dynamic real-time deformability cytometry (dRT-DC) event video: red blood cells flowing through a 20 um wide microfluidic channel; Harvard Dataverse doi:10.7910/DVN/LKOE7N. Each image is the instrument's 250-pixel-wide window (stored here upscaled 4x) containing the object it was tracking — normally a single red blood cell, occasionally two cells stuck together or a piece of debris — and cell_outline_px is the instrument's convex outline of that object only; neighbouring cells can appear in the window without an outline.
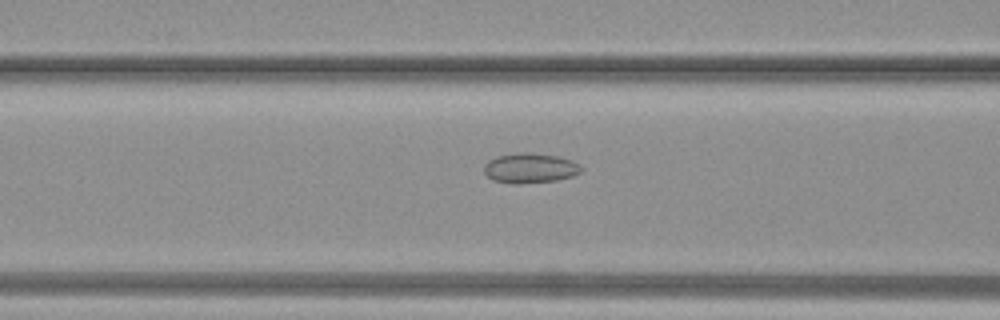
{"species": "common noctule bat (a hibernating species)", "species_latin": "Nyctalus noctula", "temperature_condition": "warm", "stored_images_in_passage": 21, "camera_frame_rate_fps": 3000, "um_per_image_px": 0.085, "animal": {"sex": "female", "body_mass_g": 19.3, "forearm_length_mm": 54.1}, "frame": {"image": 1, "passage_image": 6, "time_ms": 1.667, "image_size_px": [1000, 320], "cell_outline_px": [[584, 168], [580, 172], [572, 176], [556, 180], [520, 184], [512, 184], [492, 180], [484, 172], [484, 164], [488, 160], [496, 156], [520, 152], [528, 152], [556, 156], [572, 160], [580, 164]], "centroid_in_image_um": [45.04, 14.29], "position_along_channel_um": 121.6, "area_um2": 17.11}}
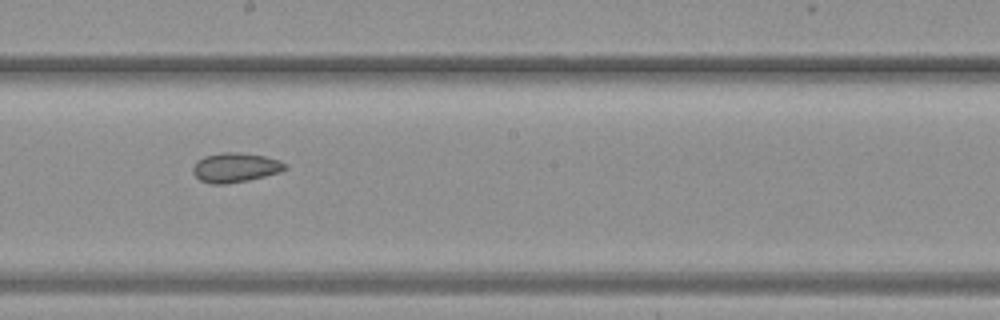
{"frame": {"image": 2, "passage_image": 12, "time_ms": 3.667, "image_size_px": [1000, 320], "cell_outline_px": [[288, 168], [280, 172], [248, 180], [228, 184], [212, 184], [200, 180], [192, 172], [192, 168], [196, 160], [204, 156], [220, 152], [236, 152], [264, 156], [280, 160], [288, 164]], "centroid_in_image_um": [20.0, 14.23], "position_along_channel_um": 228.2, "area_um2": 16.01}}
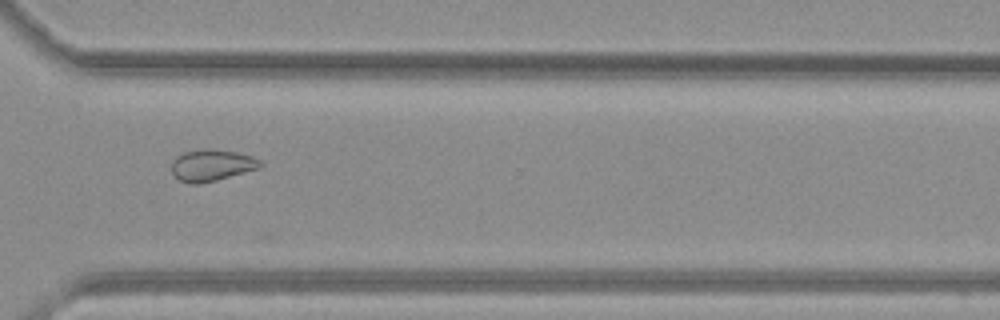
{"frame": {"image": 3, "passage_image": 19, "time_ms": 6.0, "image_size_px": [1000, 320], "cell_outline_px": [[264, 164], [260, 168], [216, 180], [196, 184], [188, 184], [180, 180], [172, 172], [172, 160], [176, 156], [184, 152], [200, 148], [212, 148], [236, 152], [252, 156], [260, 160]], "centroid_in_image_um": [18.0, 14.03], "position_along_channel_um": 352.6, "area_um2": 16.47}}